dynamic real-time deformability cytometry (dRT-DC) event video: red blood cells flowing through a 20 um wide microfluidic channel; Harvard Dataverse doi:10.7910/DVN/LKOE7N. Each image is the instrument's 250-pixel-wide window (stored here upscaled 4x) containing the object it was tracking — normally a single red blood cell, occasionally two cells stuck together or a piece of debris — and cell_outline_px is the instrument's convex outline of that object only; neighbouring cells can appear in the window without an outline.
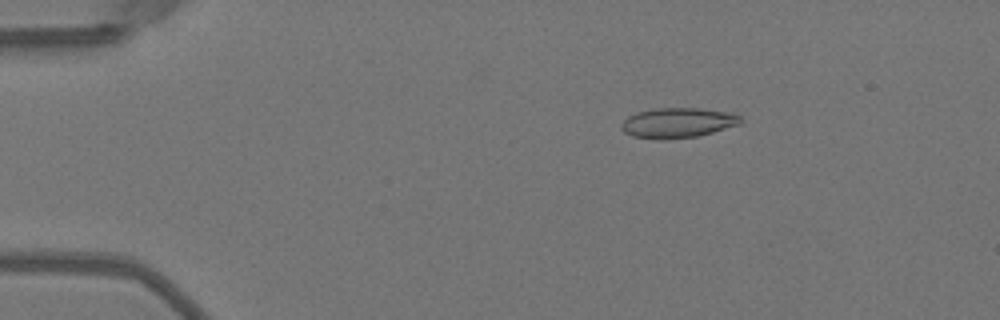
{"species": "Egyptian fruit bat (a non-hibernating species)", "species_latin": "Rousettus aegyptiacus", "temperature_condition": "warm", "stored_images_in_passage": 50, "camera_frame_rate_fps": 3000, "um_per_image_px": 0.085, "animal": {"sex": "female"}, "frame": {"image": 1, "passage_image": 8, "time_ms": 2.333, "image_size_px": [1000, 320], "cell_outline_px": [[740, 124], [712, 132], [696, 136], [664, 140], [660, 140], [632, 136], [624, 132], [620, 128], [620, 124], [628, 116], [636, 112], [656, 108], [700, 108], [736, 112], [740, 116]], "centroid_in_image_um": [57.6, 10.43], "position_along_channel_um": 27.4, "area_um2": 21.1}}
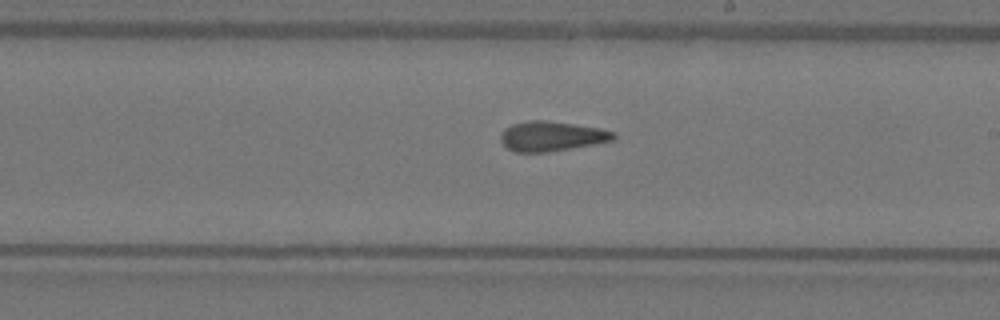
{"frame": {"image": 2, "passage_image": 29, "time_ms": 9.333, "image_size_px": [1000, 320], "cell_outline_px": [[616, 140], [544, 152], [516, 152], [508, 148], [500, 140], [500, 136], [504, 128], [512, 124], [528, 120], [544, 120], [600, 128], [616, 132]], "centroid_in_image_um": [46.88, 11.56], "position_along_channel_um": 242.1, "area_um2": 19.42}}
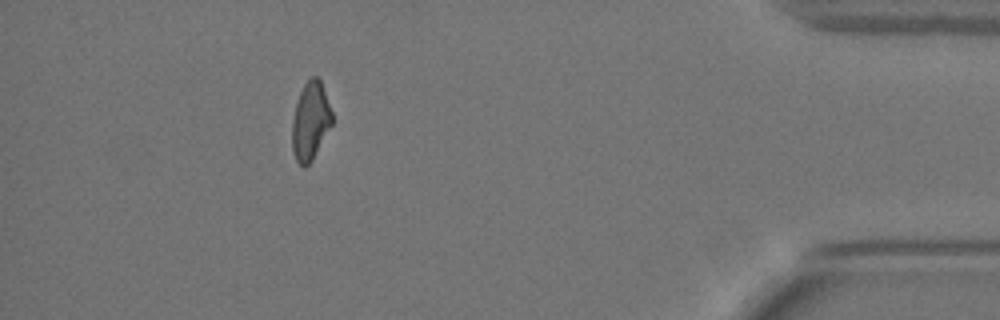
{"frame": {"image": 3, "passage_image": 45, "time_ms": 14.667, "image_size_px": [1000, 320], "cell_outline_px": [[332, 124], [312, 160], [304, 168], [296, 160], [292, 148], [292, 120], [296, 104], [300, 92], [304, 84], [312, 76], [316, 76], [320, 80], [332, 112]], "centroid_in_image_um": [26.38, 10.3], "position_along_channel_um": 408.8, "area_um2": 17.92}, "authors_computed_cell_mechanics": {"area_um2": 19.652, "velocity_mm_per_s": 4.0584, "shape_relaxation_time_tau1_ms": null, "shape_relaxation_time_tau2_ms": 1.4623, "deformation_change_tau1": null, "deformation_change_tau2": 0.0912}}